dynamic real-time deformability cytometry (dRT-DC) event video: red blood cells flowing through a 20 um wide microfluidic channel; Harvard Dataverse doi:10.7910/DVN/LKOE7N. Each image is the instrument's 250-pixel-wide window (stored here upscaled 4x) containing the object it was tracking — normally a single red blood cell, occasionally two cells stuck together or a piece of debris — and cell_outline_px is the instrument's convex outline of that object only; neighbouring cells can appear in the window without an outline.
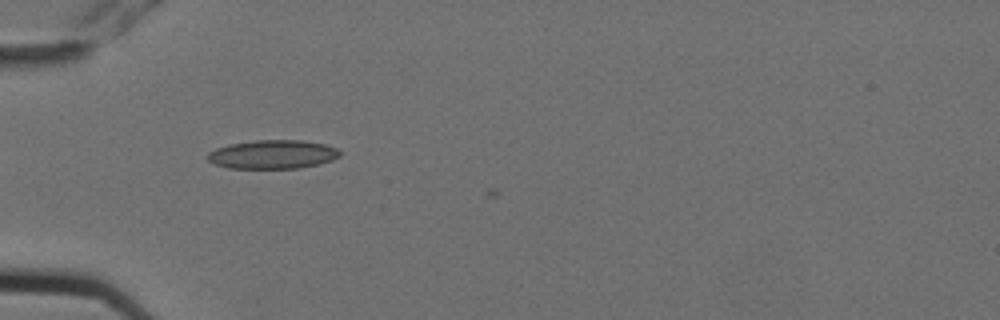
{"species": "Egyptian fruit bat (a non-hibernating species)", "species_latin": "Rousettus aegyptiacus", "temperature_condition": "cold", "stored_images_in_passage": 2, "camera_frame_rate_fps": 3000, "um_per_image_px": 0.085, "animal": {"sex": "female"}, "frame": {"image": 1, "passage_image": 1, "time_ms": 0.0, "image_size_px": [1000, 320], "cell_outline_px": [[340, 156], [332, 160], [320, 164], [300, 168], [228, 168], [216, 164], [208, 160], [204, 156], [208, 152], [216, 148], [228, 144], [256, 140], [300, 140], [324, 144], [336, 148], [340, 152]], "centroid_in_image_um": [23.15, 13.12], "position_along_channel_um": 61.8, "area_um2": 22.25}}